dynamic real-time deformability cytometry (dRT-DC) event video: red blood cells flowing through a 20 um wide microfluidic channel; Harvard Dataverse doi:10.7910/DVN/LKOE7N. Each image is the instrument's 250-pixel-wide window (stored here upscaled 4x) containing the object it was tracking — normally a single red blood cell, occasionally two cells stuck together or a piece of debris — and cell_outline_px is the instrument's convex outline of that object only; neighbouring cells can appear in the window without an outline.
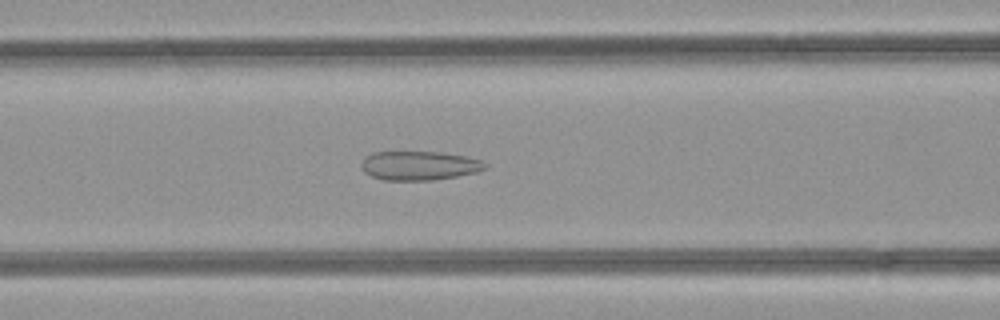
{"species": "common noctule bat (a hibernating species)", "species_latin": "Nyctalus noctula", "temperature_condition": "room temperature", "stored_images_in_passage": 33, "camera_frame_rate_fps": 3000, "um_per_image_px": 0.085, "animal": {"sex": "female", "body_mass_g": 21.9}, "frame": {"image": 1, "passage_image": 9, "time_ms": 2.667, "image_size_px": [1000, 320], "cell_outline_px": [[488, 168], [476, 172], [456, 176], [432, 180], [384, 180], [372, 176], [364, 172], [360, 164], [364, 156], [372, 152], [440, 152], [464, 156], [480, 160], [488, 164]], "centroid_in_image_um": [35.61, 14.07], "position_along_channel_um": 131.0, "area_um2": 20.98}}
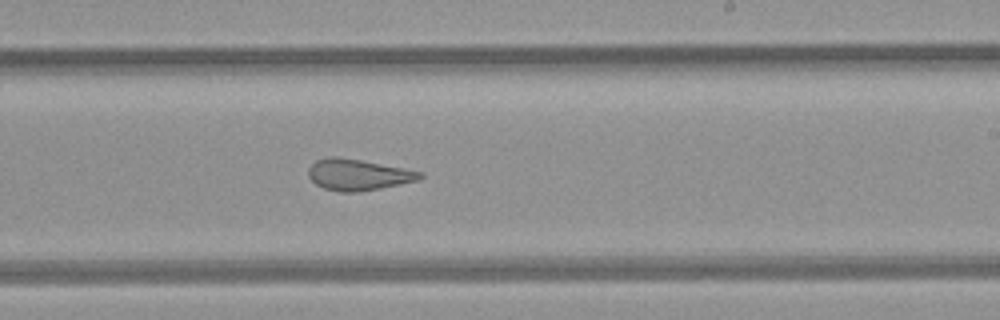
{"frame": {"image": 2, "passage_image": 18, "time_ms": 5.667, "image_size_px": [1000, 320], "cell_outline_px": [[424, 176], [416, 180], [380, 188], [356, 192], [340, 192], [324, 188], [316, 184], [308, 176], [308, 168], [316, 160], [328, 156], [336, 156], [360, 160], [404, 168], [424, 172]], "centroid_in_image_um": [30.41, 14.84], "position_along_channel_um": 258.6, "area_um2": 20.11}}
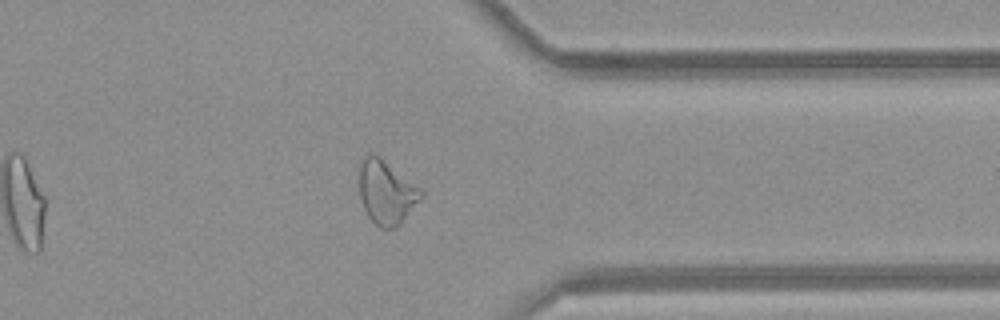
{"frame": {"image": 3, "passage_image": 27, "time_ms": 8.667, "image_size_px": [1000, 320], "cell_outline_px": [[424, 196], [400, 224], [396, 228], [380, 228], [368, 216], [364, 208], [356, 184], [360, 160], [368, 152], [372, 152], [380, 156], [420, 188], [424, 192]], "centroid_in_image_um": [32.79, 16.3], "position_along_channel_um": 378.6, "area_um2": 23.52}, "authors_computed_cell_mechanics": {"area_um2": 21.4438, "velocity_mm_per_s": 4.2527, "shape_relaxation_time_tau1_ms": null, "shape_relaxation_time_tau2_ms": 1.5826, "deformation_change_tau1": null, "deformation_change_tau2": 0.1086}}